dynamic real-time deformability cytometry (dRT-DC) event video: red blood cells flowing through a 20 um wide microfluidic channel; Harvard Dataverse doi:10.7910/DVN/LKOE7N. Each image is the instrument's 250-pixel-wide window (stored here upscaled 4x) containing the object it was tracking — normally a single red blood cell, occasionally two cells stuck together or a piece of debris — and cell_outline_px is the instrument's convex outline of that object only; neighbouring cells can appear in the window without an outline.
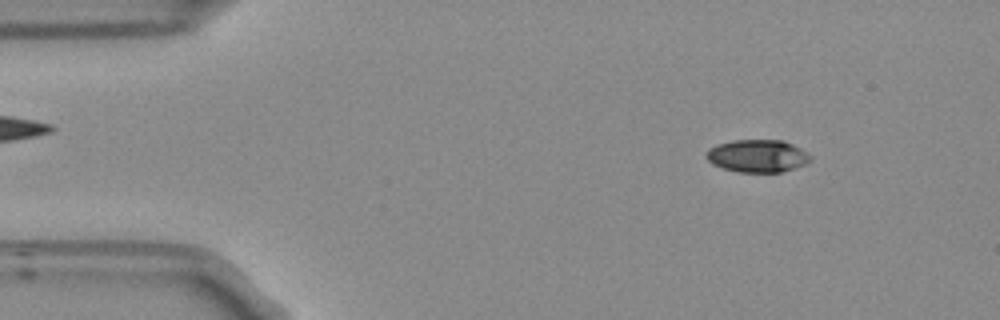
{"species": "Egyptian fruit bat (a non-hibernating species)", "species_latin": "Rousettus aegyptiacus", "temperature_condition": "room temperature", "stored_images_in_passage": 53, "camera_frame_rate_fps": 3000, "um_per_image_px": 0.085, "frame": {"image": 1, "passage_image": 6, "time_ms": 1.667, "image_size_px": [1000, 320], "cell_outline_px": [[812, 160], [804, 164], [780, 172], [740, 172], [724, 168], [712, 164], [704, 156], [708, 148], [716, 144], [732, 140], [784, 140], [808, 152], [812, 156]], "centroid_in_image_um": [64.37, 13.24], "position_along_channel_um": 20.6, "area_um2": 19.88}}
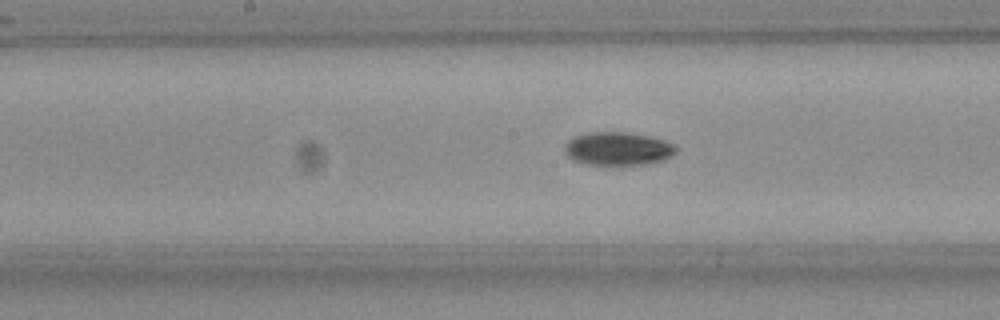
{"frame": {"image": 2, "passage_image": 26, "time_ms": 8.333, "image_size_px": [1000, 320], "cell_outline_px": [[680, 148], [676, 152], [664, 160], [644, 164], [588, 164], [572, 160], [564, 152], [564, 144], [568, 140], [576, 136], [588, 132], [628, 132], [664, 140], [676, 144]], "centroid_in_image_um": [52.53, 12.63], "position_along_channel_um": 195.7, "area_um2": 21.62}}
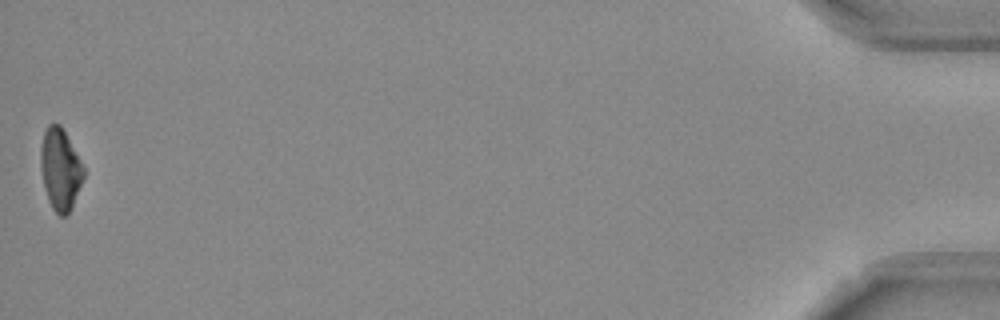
{"frame": {"image": 3, "passage_image": 53, "time_ms": 17.333, "image_size_px": [1000, 320], "cell_outline_px": [[84, 176], [72, 208], [64, 216], [60, 216], [52, 208], [48, 200], [44, 188], [40, 168], [40, 148], [44, 132], [48, 124], [60, 124], [84, 168]], "centroid_in_image_um": [5.1, 14.41], "position_along_channel_um": 430.1, "area_um2": 20.23}, "authors_computed_cell_mechanics": {"area_um2": 20.4612, "velocity_mm_per_s": 3.7414, "shape_relaxation_time_tau1_ms": 4.0207, "shape_relaxation_time_tau2_ms": null, "deformation_change_tau1": 0.1193, "deformation_change_tau2": null}}